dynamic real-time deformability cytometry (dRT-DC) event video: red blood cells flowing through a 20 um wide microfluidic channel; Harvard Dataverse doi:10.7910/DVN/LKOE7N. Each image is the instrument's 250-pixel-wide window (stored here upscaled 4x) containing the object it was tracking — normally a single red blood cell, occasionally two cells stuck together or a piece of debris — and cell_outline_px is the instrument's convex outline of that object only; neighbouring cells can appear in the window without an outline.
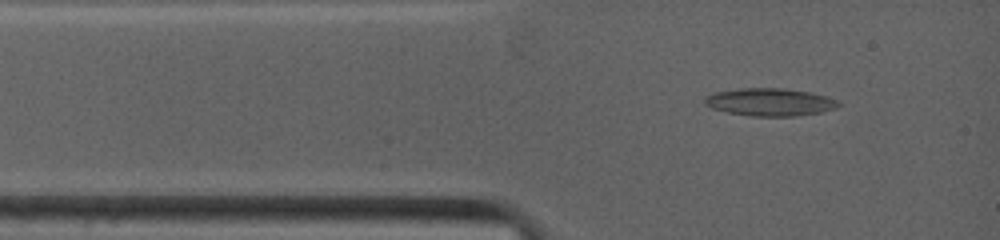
{"species": "common noctule bat (a hibernating species)", "species_latin": "Nyctalus noctula", "temperature_condition": "warm", "stored_images_in_passage": 65, "camera_frame_rate_fps": 4500, "um_per_image_px": 0.085, "animal": {"sex": "female", "body_mass_g": 19.0, "forearm_length_mm": 53.3}, "frame": {"image": 1, "passage_image": 4, "time_ms": 0.667, "image_size_px": [1000, 240], "cell_outline_px": [[840, 104], [836, 108], [820, 112], [792, 116], [748, 116], [728, 112], [712, 108], [704, 104], [704, 96], [712, 92], [740, 88], [784, 88], [808, 92], [824, 96], [836, 100]], "centroid_in_image_um": [65.36, 8.67], "position_along_channel_um": 19.6, "area_um2": 21.5}}
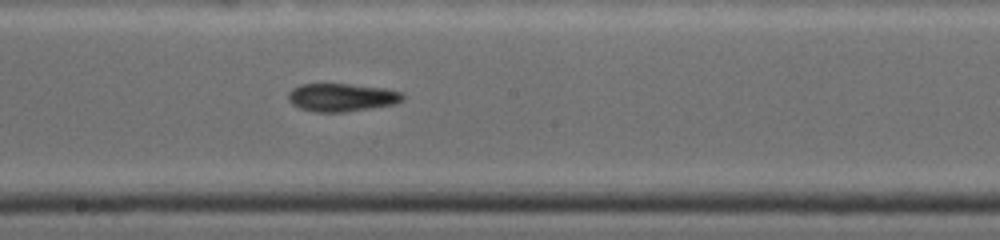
{"frame": {"image": 2, "passage_image": 33, "time_ms": 6.222, "image_size_px": [1000, 240], "cell_outline_px": [[404, 100], [396, 104], [344, 112], [316, 112], [300, 108], [292, 104], [288, 100], [288, 92], [292, 88], [300, 84], [348, 84], [384, 88], [404, 92]], "centroid_in_image_um": [29.06, 8.28], "position_along_channel_um": 219.1, "area_um2": 18.84}}
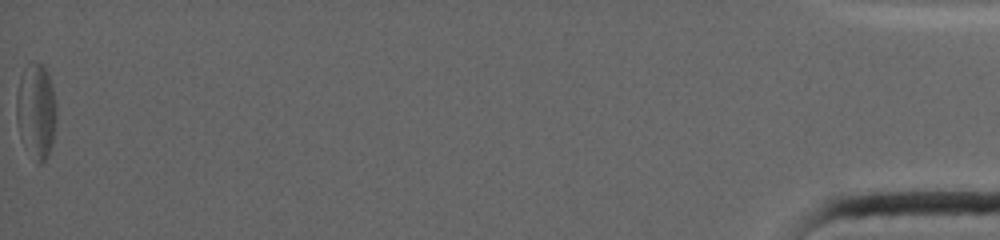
{"frame": {"image": 3, "passage_image": 65, "time_ms": 16.222, "image_size_px": [1000, 240], "cell_outline_px": [[56, 120], [52, 144], [44, 160], [40, 164], [36, 164], [24, 144], [20, 136], [16, 120], [16, 96], [20, 76], [24, 68], [28, 64], [44, 64], [52, 84], [56, 100]], "centroid_in_image_um": [3.07, 9.43], "position_along_channel_um": 432.1, "area_um2": 22.31}, "authors_computed_cell_mechanics": {"area_um2": 20.4034, "velocity_mm_per_s": 3.8892, "shape_relaxation_time_tau1_ms": null, "shape_relaxation_time_tau2_ms": 6.4027, "deformation_change_tau1": null, "deformation_change_tau2": 0.1572}}